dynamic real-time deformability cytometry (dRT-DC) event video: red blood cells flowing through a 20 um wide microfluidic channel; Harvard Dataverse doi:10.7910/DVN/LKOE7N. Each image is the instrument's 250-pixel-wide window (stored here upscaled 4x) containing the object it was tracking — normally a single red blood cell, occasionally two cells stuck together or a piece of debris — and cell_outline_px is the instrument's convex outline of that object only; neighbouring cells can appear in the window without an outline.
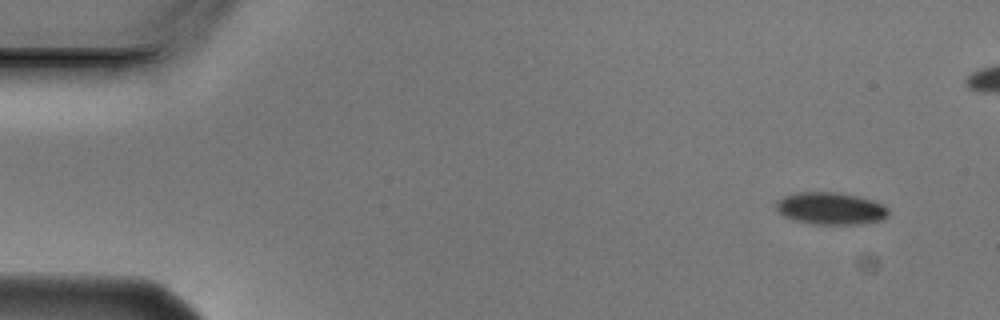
{"species": "Egyptian fruit bat (a non-hibernating species)", "species_latin": "Rousettus aegyptiacus", "temperature_condition": "cold", "stored_images_in_passage": 5, "camera_frame_rate_fps": 3000, "um_per_image_px": 0.085, "animal": {"sex": "male"}, "frame": {"image": 1, "passage_image": 1, "time_ms": 0.0, "image_size_px": [1000, 320], "cell_outline_px": [[888, 216], [880, 220], [860, 224], [812, 224], [796, 220], [784, 216], [776, 208], [776, 200], [784, 196], [796, 192], [840, 192], [860, 196], [884, 204], [888, 208]], "centroid_in_image_um": [70.62, 17.7], "position_along_channel_um": 14.4, "area_um2": 21.21}}